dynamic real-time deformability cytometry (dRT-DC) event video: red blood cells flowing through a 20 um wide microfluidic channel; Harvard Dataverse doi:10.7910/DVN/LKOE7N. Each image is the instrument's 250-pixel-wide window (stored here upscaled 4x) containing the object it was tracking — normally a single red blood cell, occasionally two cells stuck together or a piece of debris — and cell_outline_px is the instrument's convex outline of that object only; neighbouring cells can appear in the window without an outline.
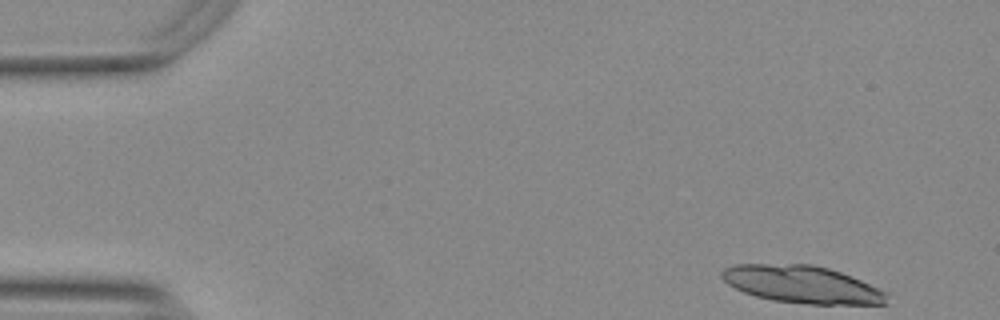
{"species": "Egyptian fruit bat (a non-hibernating species)", "species_latin": "Rousettus aegyptiacus", "temperature_condition": "warm", "stored_images_in_passage": 18, "camera_frame_rate_fps": 3000, "um_per_image_px": 0.085, "animal": {"sex": "female"}, "frame": {"image": 1, "passage_image": 1, "time_ms": 0.0, "image_size_px": [1000, 320], "cell_outline_px": [[888, 304], [808, 304], [772, 300], [756, 296], [744, 292], [728, 284], [720, 276], [720, 272], [724, 268], [736, 264], [812, 264], [828, 268], [840, 272], [880, 288], [888, 292]], "centroid_in_image_um": [68.19, 24.18], "position_along_channel_um": 16.8, "area_um2": 36.01}}